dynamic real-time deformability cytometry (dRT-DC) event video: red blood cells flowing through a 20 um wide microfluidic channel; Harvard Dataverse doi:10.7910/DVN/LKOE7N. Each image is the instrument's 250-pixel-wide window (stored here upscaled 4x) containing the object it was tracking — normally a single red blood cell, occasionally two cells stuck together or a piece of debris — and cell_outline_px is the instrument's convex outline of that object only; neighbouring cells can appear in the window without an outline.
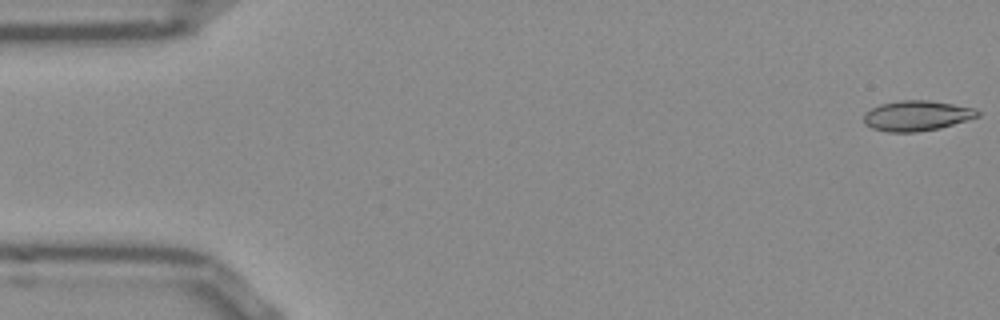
{"species": "Egyptian fruit bat (a non-hibernating species)", "species_latin": "Rousettus aegyptiacus", "temperature_condition": "room temperature", "stored_images_in_passage": 14, "camera_frame_rate_fps": 3000, "um_per_image_px": 0.085, "frame": {"image": 1, "passage_image": 1, "time_ms": 0.0, "image_size_px": [1000, 320], "cell_outline_px": [[980, 116], [940, 128], [916, 132], [888, 132], [872, 128], [864, 124], [864, 112], [880, 104], [900, 100], [928, 100], [976, 108], [980, 112]], "centroid_in_image_um": [77.92, 9.83], "position_along_channel_um": 7.1, "area_um2": 20.11}}
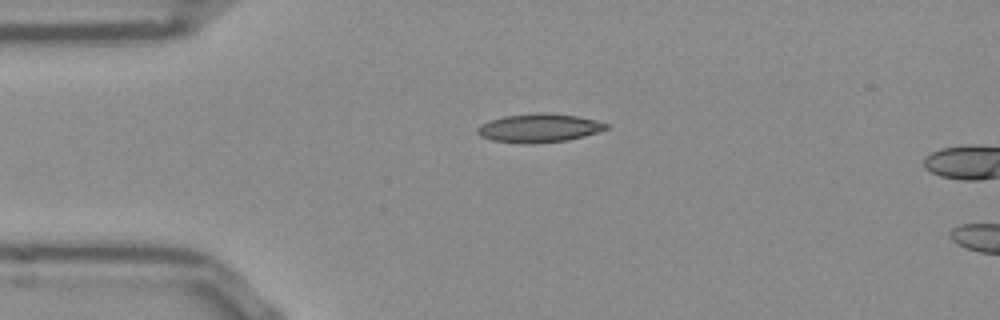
{"frame": {"image": 2, "passage_image": 12, "time_ms": 3.667, "image_size_px": [1000, 320], "cell_outline_px": [[608, 128], [584, 136], [568, 140], [532, 144], [524, 144], [492, 140], [480, 136], [476, 132], [476, 128], [480, 124], [488, 120], [504, 116], [540, 112], [544, 112], [576, 116], [596, 120], [608, 124]], "centroid_in_image_um": [45.77, 10.88], "position_along_channel_um": 39.2, "area_um2": 21.56}}